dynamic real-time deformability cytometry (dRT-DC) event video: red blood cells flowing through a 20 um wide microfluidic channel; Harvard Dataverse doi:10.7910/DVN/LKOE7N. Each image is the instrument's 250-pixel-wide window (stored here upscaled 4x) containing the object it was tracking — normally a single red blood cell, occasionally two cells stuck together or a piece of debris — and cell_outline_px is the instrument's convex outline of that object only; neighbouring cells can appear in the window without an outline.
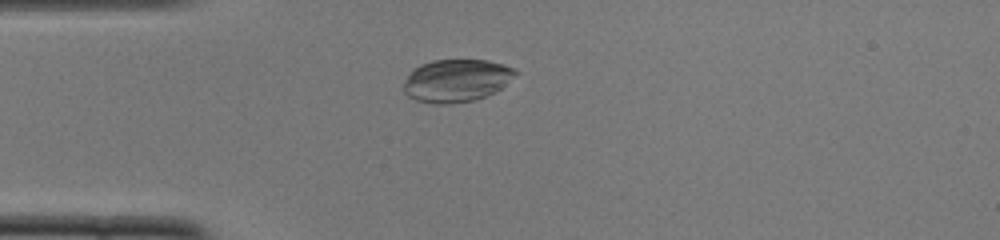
{"species": "common noctule bat (a hibernating species)", "species_latin": "Nyctalus noctula", "temperature_condition": "cold", "stored_images_in_passage": 50, "camera_frame_rate_fps": 3000, "um_per_image_px": 0.085, "animal": {"sex": "female", "body_mass_g": 22.0, "forearm_length_mm": 56.7}, "frame": {"image": 1, "passage_image": 12, "time_ms": 3.667, "image_size_px": [1000, 240], "cell_outline_px": [[520, 72], [500, 88], [484, 96], [472, 100], [452, 104], [432, 104], [416, 100], [408, 96], [404, 92], [404, 84], [412, 68], [420, 64], [432, 60], [488, 60], [504, 64]], "centroid_in_image_um": [38.77, 6.84], "position_along_channel_um": 46.2, "area_um2": 27.74}}
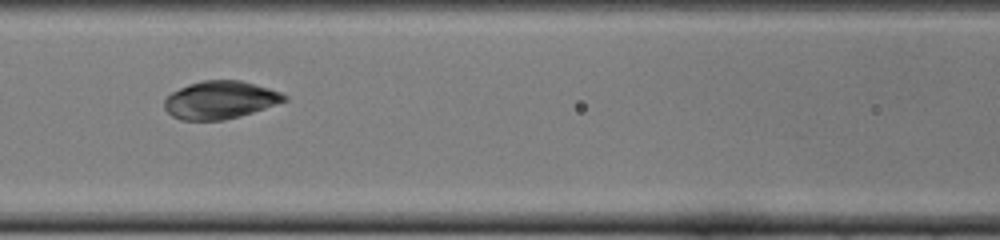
{"frame": {"image": 2, "passage_image": 21, "time_ms": 6.667, "image_size_px": [1000, 240], "cell_outline_px": [[288, 100], [240, 116], [224, 120], [180, 120], [172, 116], [164, 108], [164, 100], [172, 92], [188, 84], [204, 80], [240, 80], [268, 88], [280, 92], [288, 96]], "centroid_in_image_um": [18.69, 8.5], "position_along_channel_um": 147.9, "area_um2": 26.3}}
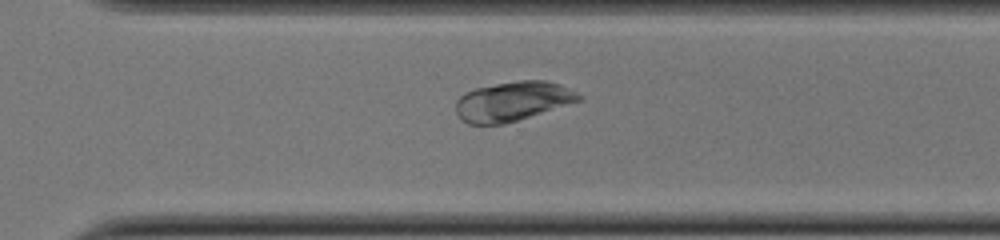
{"frame": {"image": 3, "passage_image": 35, "time_ms": 11.333, "image_size_px": [1000, 240], "cell_outline_px": [[584, 100], [504, 124], [468, 124], [460, 120], [456, 112], [456, 100], [464, 92], [476, 88], [496, 84], [520, 80], [544, 80], [560, 84], [584, 96]], "centroid_in_image_um": [43.59, 8.61], "position_along_channel_um": 327.0, "area_um2": 28.44}}